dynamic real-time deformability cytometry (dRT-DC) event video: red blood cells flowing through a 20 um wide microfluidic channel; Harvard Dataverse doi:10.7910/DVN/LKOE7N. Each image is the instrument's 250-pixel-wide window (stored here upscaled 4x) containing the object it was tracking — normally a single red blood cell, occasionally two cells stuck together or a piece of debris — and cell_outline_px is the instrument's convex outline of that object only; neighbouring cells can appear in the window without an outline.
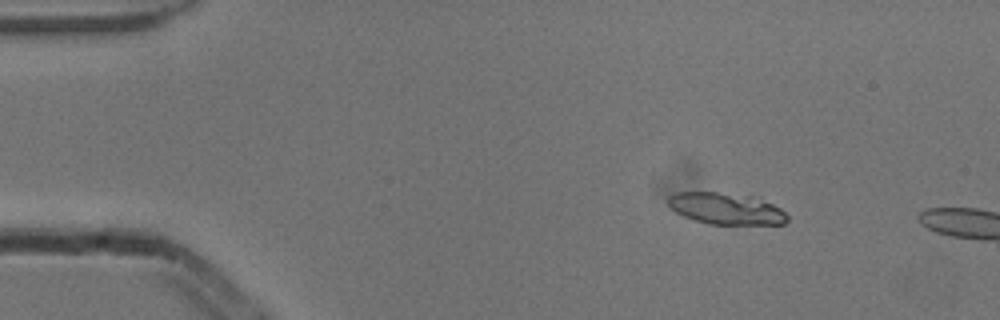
{"species": "common noctule bat (a hibernating species)", "species_latin": "Nyctalus noctula", "temperature_condition": "cold", "stored_images_in_passage": 3, "camera_frame_rate_fps": 3000, "um_per_image_px": 0.085, "animal": {"sex": "male", "body_mass_g": 13.3}, "frame": {"image": 1, "passage_image": 2, "time_ms": 0.333, "image_size_px": [1000, 320], "cell_outline_px": [[788, 220], [784, 224], [708, 224], [684, 216], [676, 212], [668, 204], [668, 196], [676, 192], [716, 192], [760, 196], [780, 208], [788, 216]], "centroid_in_image_um": [61.76, 17.72], "position_along_channel_um": 23.2, "area_um2": 22.14}}